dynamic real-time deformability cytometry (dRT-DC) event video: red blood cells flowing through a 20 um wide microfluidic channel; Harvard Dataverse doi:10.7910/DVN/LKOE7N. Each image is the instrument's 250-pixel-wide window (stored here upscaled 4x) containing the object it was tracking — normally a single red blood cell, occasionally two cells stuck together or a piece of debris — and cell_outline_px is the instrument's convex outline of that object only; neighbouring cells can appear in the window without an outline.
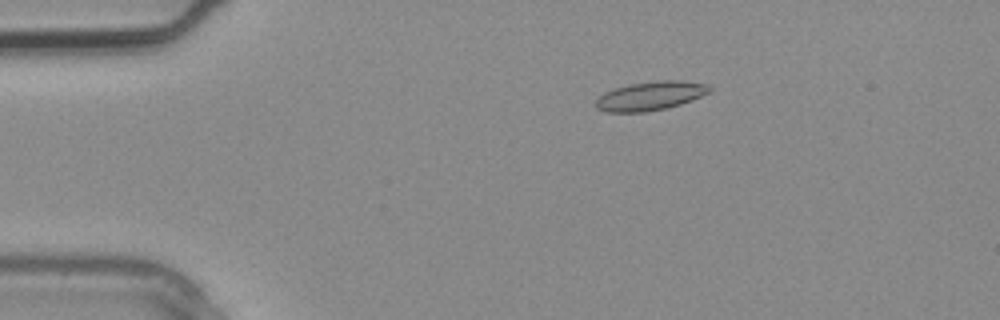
{"species": "common noctule bat (a hibernating species)", "species_latin": "Nyctalus noctula", "temperature_condition": "warm", "stored_images_in_passage": 3, "camera_frame_rate_fps": 3000, "um_per_image_px": 0.085, "animal": {"sex": "male", "body_mass_g": 20.4}, "frame": {"image": 1, "passage_image": 2, "time_ms": 0.333, "image_size_px": [1000, 320], "cell_outline_px": [[712, 88], [708, 92], [692, 100], [680, 104], [664, 108], [644, 112], [604, 112], [596, 108], [592, 104], [604, 92], [628, 84], [660, 80], [680, 80], [708, 84]], "centroid_in_image_um": [55.24, 8.15], "position_along_channel_um": 29.8, "area_um2": 19.13}}
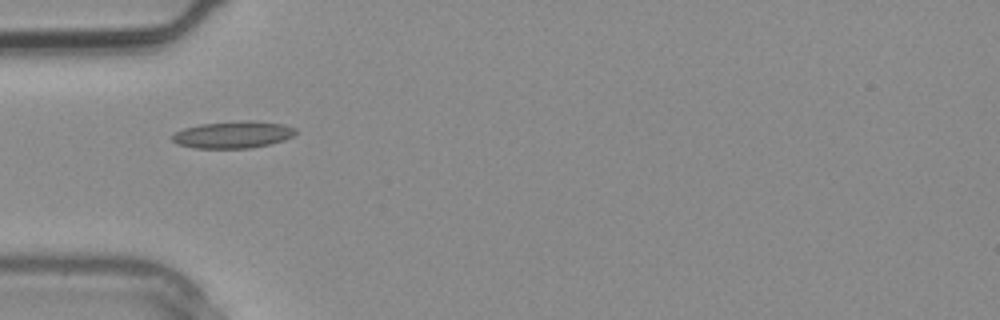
{"frame": {"image": 2, "passage_image": 3, "time_ms": 0.667, "image_size_px": [1000, 320], "cell_outline_px": [[296, 132], [292, 136], [284, 140], [252, 148], [192, 148], [176, 144], [172, 140], [172, 136], [176, 132], [184, 128], [200, 124], [248, 120], [252, 120], [284, 124], [296, 128]], "centroid_in_image_um": [19.81, 11.44], "position_along_channel_um": 65.2, "area_um2": 19.42}}